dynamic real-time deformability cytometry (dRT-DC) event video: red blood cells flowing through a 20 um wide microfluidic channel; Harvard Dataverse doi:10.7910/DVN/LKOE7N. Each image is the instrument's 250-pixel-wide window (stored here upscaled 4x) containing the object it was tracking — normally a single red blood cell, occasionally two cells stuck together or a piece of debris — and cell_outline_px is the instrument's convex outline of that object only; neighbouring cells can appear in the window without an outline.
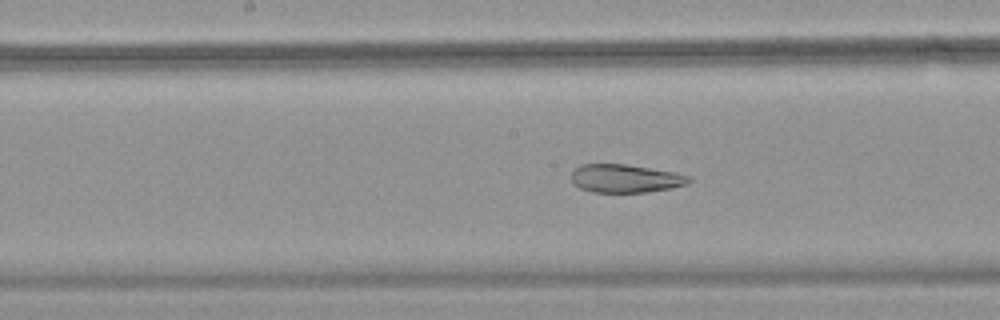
{"species": "common noctule bat (a hibernating species)", "species_latin": "Nyctalus noctula", "temperature_condition": "warm", "stored_images_in_passage": 52, "camera_frame_rate_fps": 3000, "um_per_image_px": 0.085, "animal": {"sex": "female", "body_mass_g": 18.4}, "frame": {"image": 1, "passage_image": 26, "time_ms": 8.333, "image_size_px": [1000, 320], "cell_outline_px": [[692, 180], [688, 184], [672, 188], [648, 192], [592, 192], [580, 188], [572, 184], [572, 172], [580, 164], [624, 164], [676, 172], [692, 176]], "centroid_in_image_um": [53.19, 15.17], "position_along_channel_um": 195.0, "area_um2": 19.54}}
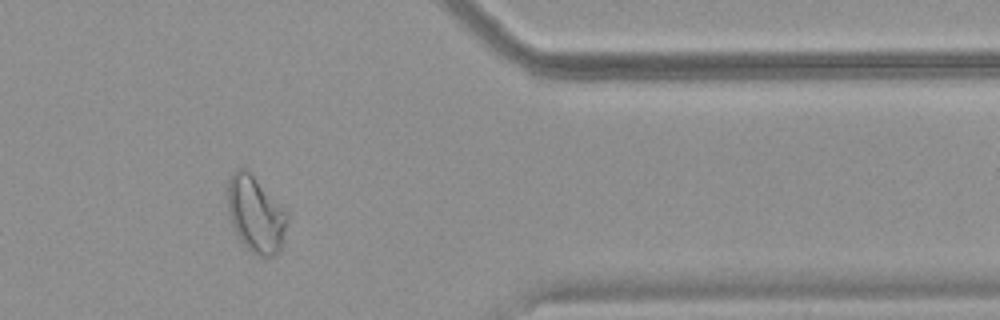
{"frame": {"image": 2, "passage_image": 43, "time_ms": 14.0, "image_size_px": [1000, 320], "cell_outline_px": [[288, 220], [280, 252], [272, 256], [260, 256], [252, 252], [236, 236], [228, 212], [228, 180], [236, 168], [248, 168], [288, 212]], "centroid_in_image_um": [21.74, 18.18], "position_along_channel_um": 389.7, "area_um2": 26.82}}
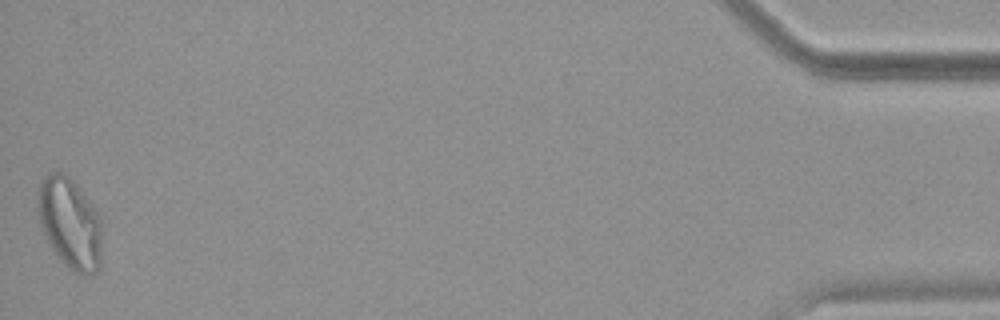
{"frame": {"image": 3, "passage_image": 52, "time_ms": 17.0, "image_size_px": [1000, 320], "cell_outline_px": [[100, 268], [96, 272], [88, 276], [84, 276], [76, 272], [64, 264], [60, 260], [52, 248], [40, 224], [36, 208], [36, 196], [40, 180], [52, 172], [60, 172], [68, 176], [76, 184], [100, 216]], "centroid_in_image_um": [5.91, 18.97], "position_along_channel_um": 429.3, "area_um2": 33.87}, "authors_computed_cell_mechanics": {"area_um2": 27.2238, "velocity_mm_per_s": 3.7239, "shape_relaxation_time_tau1_ms": null, "shape_relaxation_time_tau2_ms": 1.6761, "deformation_change_tau1": null, "deformation_change_tau2": 0.0778}}